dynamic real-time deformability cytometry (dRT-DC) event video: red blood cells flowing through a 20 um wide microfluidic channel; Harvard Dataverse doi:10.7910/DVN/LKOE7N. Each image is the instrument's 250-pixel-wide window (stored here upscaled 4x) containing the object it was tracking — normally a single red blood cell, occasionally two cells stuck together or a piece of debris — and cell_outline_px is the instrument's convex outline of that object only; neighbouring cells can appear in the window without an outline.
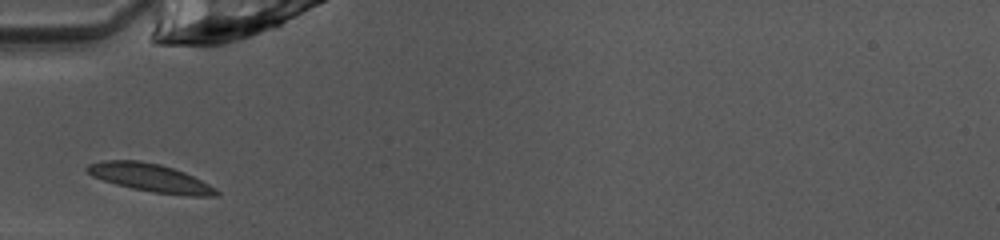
{"species": "common noctule bat (a hibernating species)", "species_latin": "Nyctalus noctula", "temperature_condition": "warm", "stored_images_in_passage": 25, "camera_frame_rate_fps": 3000, "um_per_image_px": 0.085, "animal": {"sex": "female", "body_mass_g": 10.0, "forearm_length_mm": 53.1}, "frame": {"image": 1, "passage_image": 1, "time_ms": 0.0, "image_size_px": [1000, 240], "cell_outline_px": [[220, 192], [216, 196], [188, 196], [152, 192], [132, 188], [116, 184], [92, 176], [84, 168], [88, 164], [100, 160], [140, 160], [160, 164], [184, 172], [216, 188]], "centroid_in_image_um": [12.76, 15.1], "position_along_channel_um": 72.2, "area_um2": 21.1}}
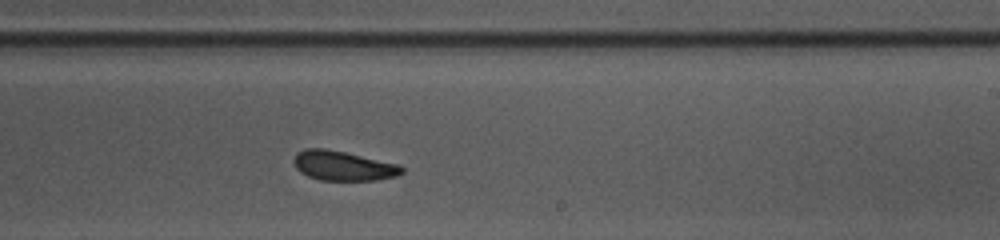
{"frame": {"image": 2, "passage_image": 15, "time_ms": 4.667, "image_size_px": [1000, 240], "cell_outline_px": [[404, 172], [396, 176], [376, 180], [320, 180], [308, 176], [300, 172], [296, 168], [292, 160], [296, 152], [304, 148], [324, 148], [344, 152], [400, 164], [404, 168]], "centroid_in_image_um": [29.15, 14.08], "position_along_channel_um": 259.9, "area_um2": 18.79}}
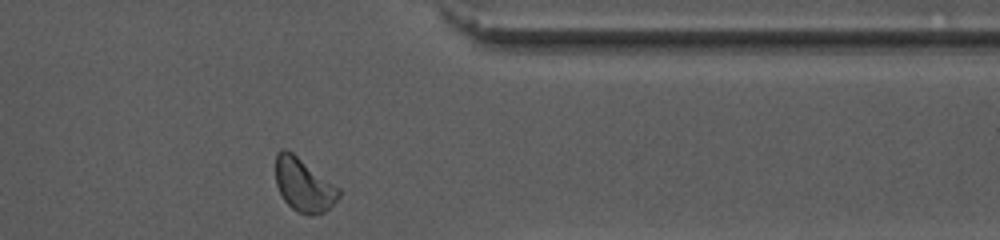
{"frame": {"image": 3, "passage_image": 25, "time_ms": 8.0, "image_size_px": [1000, 240], "cell_outline_px": [[340, 196], [324, 212], [312, 216], [308, 216], [296, 212], [284, 200], [276, 184], [276, 152], [280, 148], [284, 148], [292, 152], [340, 188]], "centroid_in_image_um": [25.8, 15.73], "position_along_channel_um": 385.6, "area_um2": 19.65}, "authors_computed_cell_mechanics": {"area_um2": 18.9584, "velocity_mm_per_s": 4.0064, "shape_relaxation_time_tau1_ms": 2.6851, "shape_relaxation_time_tau2_ms": 3.045, "deformation_change_tau1": 0.119, "deformation_change_tau2": 0.0677}}